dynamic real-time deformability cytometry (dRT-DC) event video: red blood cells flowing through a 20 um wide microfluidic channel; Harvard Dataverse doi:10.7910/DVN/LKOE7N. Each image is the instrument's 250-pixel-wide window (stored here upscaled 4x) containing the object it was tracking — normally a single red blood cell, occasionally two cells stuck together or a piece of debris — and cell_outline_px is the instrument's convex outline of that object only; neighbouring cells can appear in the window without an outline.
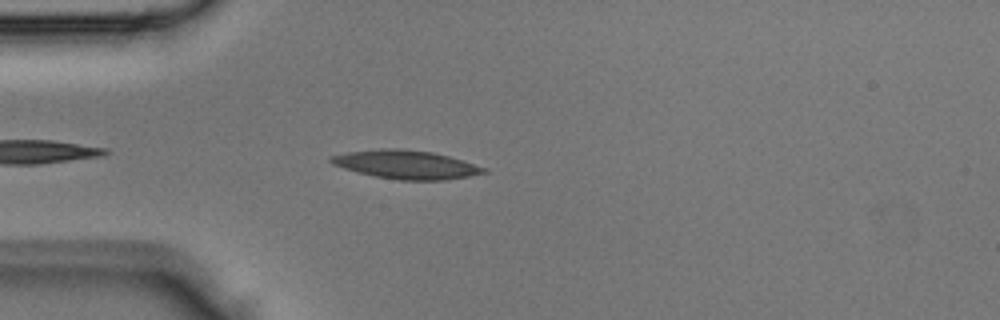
{"species": "Egyptian fruit bat (a non-hibernating species)", "species_latin": "Rousettus aegyptiacus", "temperature_condition": "room temperature", "stored_images_in_passage": 2, "camera_frame_rate_fps": 3000, "um_per_image_px": 0.085, "animal": {"sex": "male"}, "frame": {"image": 1, "passage_image": 2, "time_ms": 0.333, "image_size_px": [1000, 320], "cell_outline_px": [[488, 172], [468, 176], [444, 180], [400, 180], [376, 176], [356, 172], [332, 164], [328, 160], [328, 156], [348, 152], [380, 148], [400, 148], [432, 152], [448, 156], [488, 168]], "centroid_in_image_um": [34.49, 13.98], "position_along_channel_um": 50.5, "area_um2": 25.43}}